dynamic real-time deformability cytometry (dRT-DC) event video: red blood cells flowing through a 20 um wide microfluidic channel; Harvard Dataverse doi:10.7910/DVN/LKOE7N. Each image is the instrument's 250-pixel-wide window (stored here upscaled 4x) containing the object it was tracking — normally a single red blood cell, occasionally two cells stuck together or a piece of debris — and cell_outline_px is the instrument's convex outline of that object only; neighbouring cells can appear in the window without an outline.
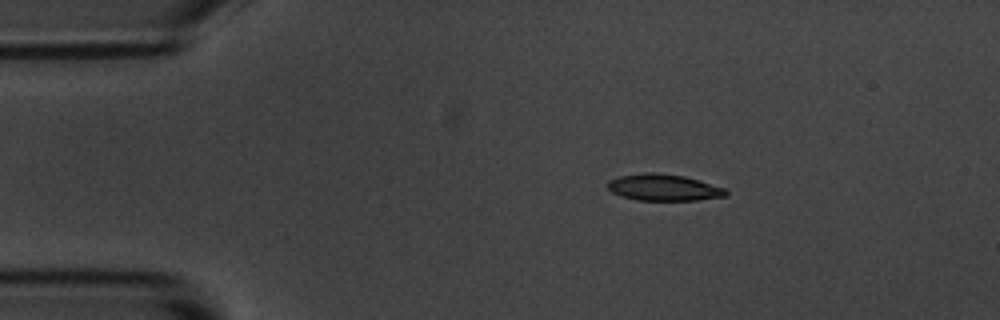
{"species": "common noctule bat (a hibernating species)", "species_latin": "Nyctalus noctula", "temperature_condition": "room temperature", "stored_images_in_passage": 5, "camera_frame_rate_fps": 3000, "um_per_image_px": 0.085, "animal": {"sex": "male", "body_mass_g": 20.1, "forearm_length_mm": 53.5}, "frame": {"image": 1, "passage_image": 2, "time_ms": 1.333, "image_size_px": [1000, 320], "cell_outline_px": [[728, 196], [696, 200], [636, 200], [620, 196], [612, 192], [608, 188], [608, 180], [620, 176], [644, 172], [652, 172], [684, 176], [724, 188], [728, 192]], "centroid_in_image_um": [56.39, 15.94], "position_along_channel_um": 28.6, "area_um2": 18.21}}